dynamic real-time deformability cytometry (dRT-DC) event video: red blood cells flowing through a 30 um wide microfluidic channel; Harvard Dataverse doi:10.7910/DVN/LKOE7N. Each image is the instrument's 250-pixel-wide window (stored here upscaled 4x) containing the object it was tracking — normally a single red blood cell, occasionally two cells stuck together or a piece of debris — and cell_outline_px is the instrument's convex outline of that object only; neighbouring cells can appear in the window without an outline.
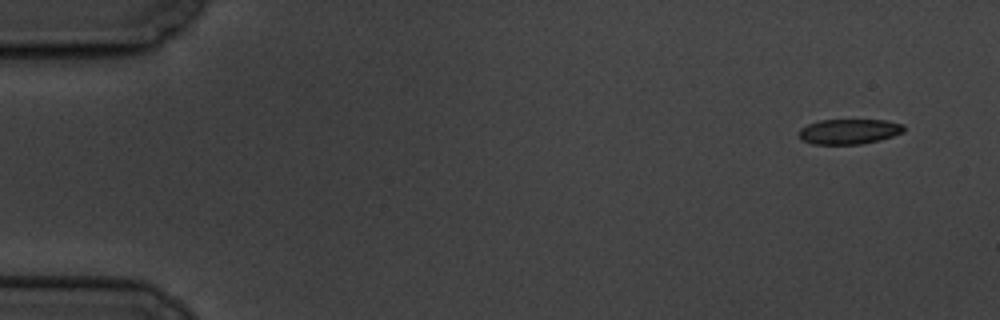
{"species": "common noctule bat (a hibernating species)", "species_latin": "Nyctalus noctula", "temperature_condition": "cold", "stored_images_in_passage": 3, "camera_frame_rate_fps": 3000, "um_per_image_px": 0.085, "animal": {"sex": "male", "body_mass_g": 19.5, "forearm_length_mm": 54.6}, "frame": {"image": 1, "passage_image": 1, "time_ms": 0.0, "image_size_px": [1000, 320], "cell_outline_px": [[904, 132], [880, 140], [860, 144], [812, 144], [800, 140], [800, 128], [808, 124], [820, 120], [888, 120], [904, 124]], "centroid_in_image_um": [72.18, 11.18], "position_along_channel_um": 12.8, "area_um2": 15.43}}